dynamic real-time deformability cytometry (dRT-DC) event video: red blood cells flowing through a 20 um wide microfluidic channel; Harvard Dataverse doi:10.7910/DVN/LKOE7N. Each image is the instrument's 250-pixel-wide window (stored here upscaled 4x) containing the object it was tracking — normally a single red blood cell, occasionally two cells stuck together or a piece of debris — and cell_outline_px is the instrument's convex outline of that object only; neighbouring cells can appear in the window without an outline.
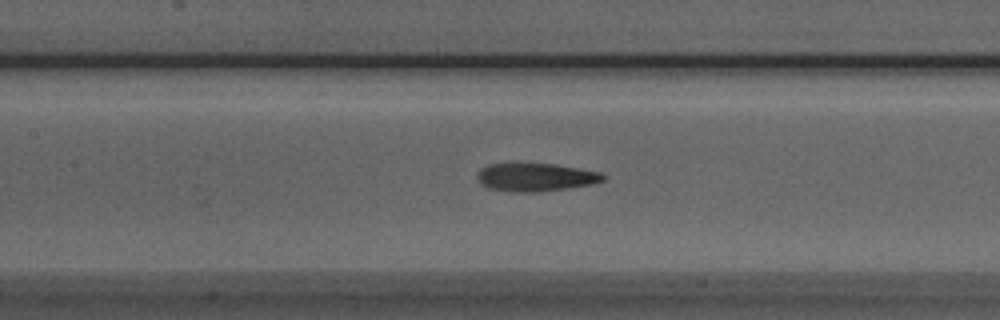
{"species": "Egyptian fruit bat (a non-hibernating species)", "species_latin": "Rousettus aegyptiacus", "temperature_condition": "room temperature", "stored_images_in_passage": 28, "camera_frame_rate_fps": 3000, "um_per_image_px": 0.085, "animal": {"sex": "male"}, "frame": {"image": 1, "passage_image": 9, "time_ms": 2.667, "image_size_px": [1000, 320], "cell_outline_px": [[608, 176], [604, 180], [588, 184], [540, 192], [512, 192], [488, 188], [480, 184], [476, 176], [476, 172], [480, 168], [488, 164], [556, 164], [600, 172]], "centroid_in_image_um": [45.47, 15.06], "position_along_channel_um": 161.9, "area_um2": 20.58}}
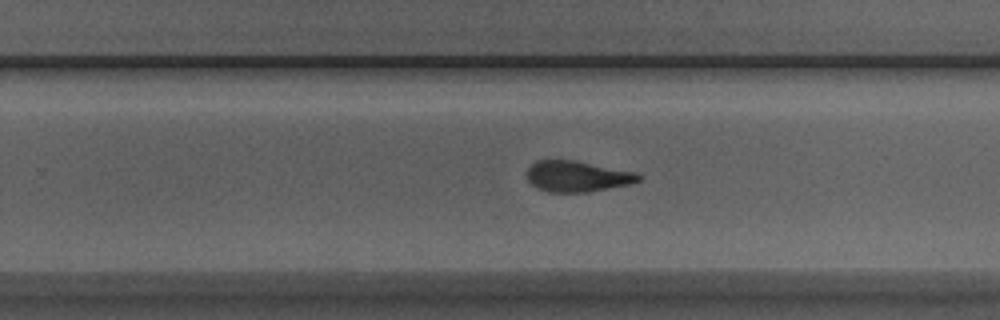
{"frame": {"image": 2, "passage_image": 18, "time_ms": 5.667, "image_size_px": [1000, 320], "cell_outline_px": [[644, 176], [640, 180], [632, 184], [588, 192], [548, 192], [536, 188], [528, 180], [528, 168], [536, 160], [576, 160], [636, 172]], "centroid_in_image_um": [49.11, 14.99], "position_along_channel_um": 280.7, "area_um2": 20.29}}
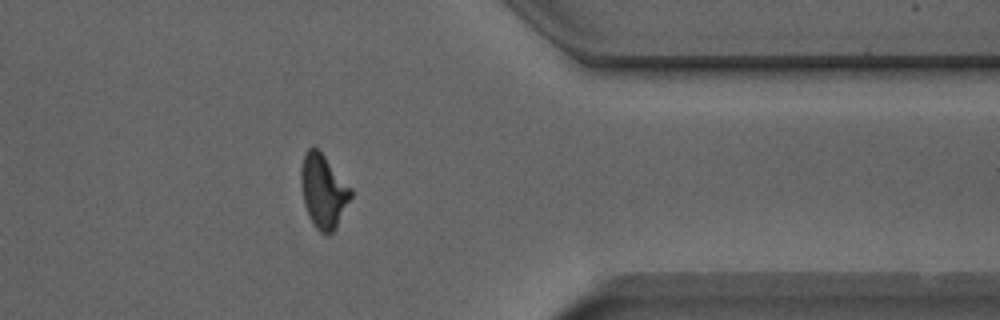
{"frame": {"image": 3, "passage_image": 27, "time_ms": 8.667, "image_size_px": [1000, 320], "cell_outline_px": [[352, 196], [332, 232], [328, 236], [320, 232], [312, 224], [304, 204], [300, 184], [300, 168], [304, 156], [308, 148], [316, 148], [324, 156], [352, 188]], "centroid_in_image_um": [27.46, 16.26], "position_along_channel_um": 383.9, "area_um2": 21.15}}